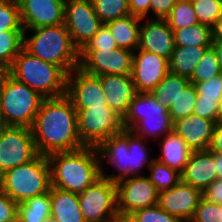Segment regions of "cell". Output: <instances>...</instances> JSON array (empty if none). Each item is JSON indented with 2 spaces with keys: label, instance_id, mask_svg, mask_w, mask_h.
Masks as SVG:
<instances>
[{
  "label": "cell",
  "instance_id": "cell-8",
  "mask_svg": "<svg viewBox=\"0 0 222 222\" xmlns=\"http://www.w3.org/2000/svg\"><path fill=\"white\" fill-rule=\"evenodd\" d=\"M0 189L16 203L25 202L51 189L50 166L45 155L5 171L0 175Z\"/></svg>",
  "mask_w": 222,
  "mask_h": 222
},
{
  "label": "cell",
  "instance_id": "cell-40",
  "mask_svg": "<svg viewBox=\"0 0 222 222\" xmlns=\"http://www.w3.org/2000/svg\"><path fill=\"white\" fill-rule=\"evenodd\" d=\"M189 222H222V205L202 197L194 216Z\"/></svg>",
  "mask_w": 222,
  "mask_h": 222
},
{
  "label": "cell",
  "instance_id": "cell-44",
  "mask_svg": "<svg viewBox=\"0 0 222 222\" xmlns=\"http://www.w3.org/2000/svg\"><path fill=\"white\" fill-rule=\"evenodd\" d=\"M176 1L177 0H151L149 19H165L171 13Z\"/></svg>",
  "mask_w": 222,
  "mask_h": 222
},
{
  "label": "cell",
  "instance_id": "cell-36",
  "mask_svg": "<svg viewBox=\"0 0 222 222\" xmlns=\"http://www.w3.org/2000/svg\"><path fill=\"white\" fill-rule=\"evenodd\" d=\"M24 31L17 0H0V32Z\"/></svg>",
  "mask_w": 222,
  "mask_h": 222
},
{
  "label": "cell",
  "instance_id": "cell-14",
  "mask_svg": "<svg viewBox=\"0 0 222 222\" xmlns=\"http://www.w3.org/2000/svg\"><path fill=\"white\" fill-rule=\"evenodd\" d=\"M158 191L146 175L125 178L116 183L117 212L131 215L158 202Z\"/></svg>",
  "mask_w": 222,
  "mask_h": 222
},
{
  "label": "cell",
  "instance_id": "cell-18",
  "mask_svg": "<svg viewBox=\"0 0 222 222\" xmlns=\"http://www.w3.org/2000/svg\"><path fill=\"white\" fill-rule=\"evenodd\" d=\"M202 199V191L182 180L169 190L158 193L157 205L182 222H189Z\"/></svg>",
  "mask_w": 222,
  "mask_h": 222
},
{
  "label": "cell",
  "instance_id": "cell-11",
  "mask_svg": "<svg viewBox=\"0 0 222 222\" xmlns=\"http://www.w3.org/2000/svg\"><path fill=\"white\" fill-rule=\"evenodd\" d=\"M39 155L31 128L4 126L0 131V175Z\"/></svg>",
  "mask_w": 222,
  "mask_h": 222
},
{
  "label": "cell",
  "instance_id": "cell-19",
  "mask_svg": "<svg viewBox=\"0 0 222 222\" xmlns=\"http://www.w3.org/2000/svg\"><path fill=\"white\" fill-rule=\"evenodd\" d=\"M174 48L173 30L165 19L141 18L138 49L155 53L169 61Z\"/></svg>",
  "mask_w": 222,
  "mask_h": 222
},
{
  "label": "cell",
  "instance_id": "cell-10",
  "mask_svg": "<svg viewBox=\"0 0 222 222\" xmlns=\"http://www.w3.org/2000/svg\"><path fill=\"white\" fill-rule=\"evenodd\" d=\"M78 202L85 222H107L118 214L116 183L101 176L78 194Z\"/></svg>",
  "mask_w": 222,
  "mask_h": 222
},
{
  "label": "cell",
  "instance_id": "cell-31",
  "mask_svg": "<svg viewBox=\"0 0 222 222\" xmlns=\"http://www.w3.org/2000/svg\"><path fill=\"white\" fill-rule=\"evenodd\" d=\"M146 176L155 185L158 192L169 190L182 180L181 173L178 170L169 168L156 159L148 168V175Z\"/></svg>",
  "mask_w": 222,
  "mask_h": 222
},
{
  "label": "cell",
  "instance_id": "cell-20",
  "mask_svg": "<svg viewBox=\"0 0 222 222\" xmlns=\"http://www.w3.org/2000/svg\"><path fill=\"white\" fill-rule=\"evenodd\" d=\"M216 122L196 114L173 122L172 130L184 139L192 151L207 150Z\"/></svg>",
  "mask_w": 222,
  "mask_h": 222
},
{
  "label": "cell",
  "instance_id": "cell-27",
  "mask_svg": "<svg viewBox=\"0 0 222 222\" xmlns=\"http://www.w3.org/2000/svg\"><path fill=\"white\" fill-rule=\"evenodd\" d=\"M50 216V191L17 203V222H44Z\"/></svg>",
  "mask_w": 222,
  "mask_h": 222
},
{
  "label": "cell",
  "instance_id": "cell-53",
  "mask_svg": "<svg viewBox=\"0 0 222 222\" xmlns=\"http://www.w3.org/2000/svg\"><path fill=\"white\" fill-rule=\"evenodd\" d=\"M4 123L2 121V118H1V114H0V131L2 130V128L4 127Z\"/></svg>",
  "mask_w": 222,
  "mask_h": 222
},
{
  "label": "cell",
  "instance_id": "cell-37",
  "mask_svg": "<svg viewBox=\"0 0 222 222\" xmlns=\"http://www.w3.org/2000/svg\"><path fill=\"white\" fill-rule=\"evenodd\" d=\"M191 3L201 24L212 27L222 15V5L218 0H191Z\"/></svg>",
  "mask_w": 222,
  "mask_h": 222
},
{
  "label": "cell",
  "instance_id": "cell-49",
  "mask_svg": "<svg viewBox=\"0 0 222 222\" xmlns=\"http://www.w3.org/2000/svg\"><path fill=\"white\" fill-rule=\"evenodd\" d=\"M212 39H222V15L217 19L211 27Z\"/></svg>",
  "mask_w": 222,
  "mask_h": 222
},
{
  "label": "cell",
  "instance_id": "cell-54",
  "mask_svg": "<svg viewBox=\"0 0 222 222\" xmlns=\"http://www.w3.org/2000/svg\"><path fill=\"white\" fill-rule=\"evenodd\" d=\"M44 222H54L52 219H49L47 221H44Z\"/></svg>",
  "mask_w": 222,
  "mask_h": 222
},
{
  "label": "cell",
  "instance_id": "cell-2",
  "mask_svg": "<svg viewBox=\"0 0 222 222\" xmlns=\"http://www.w3.org/2000/svg\"><path fill=\"white\" fill-rule=\"evenodd\" d=\"M149 142L136 136L130 130H124L121 134L112 135L103 141L98 147L100 157L101 174L112 182L130 177L143 176L144 169H148L155 157ZM108 164L114 173H107L105 166ZM146 167V168H145ZM143 170V171H142Z\"/></svg>",
  "mask_w": 222,
  "mask_h": 222
},
{
  "label": "cell",
  "instance_id": "cell-25",
  "mask_svg": "<svg viewBox=\"0 0 222 222\" xmlns=\"http://www.w3.org/2000/svg\"><path fill=\"white\" fill-rule=\"evenodd\" d=\"M140 24L141 18L132 14L106 23L117 46L131 51L138 49Z\"/></svg>",
  "mask_w": 222,
  "mask_h": 222
},
{
  "label": "cell",
  "instance_id": "cell-42",
  "mask_svg": "<svg viewBox=\"0 0 222 222\" xmlns=\"http://www.w3.org/2000/svg\"><path fill=\"white\" fill-rule=\"evenodd\" d=\"M0 222H17V203L0 189Z\"/></svg>",
  "mask_w": 222,
  "mask_h": 222
},
{
  "label": "cell",
  "instance_id": "cell-1",
  "mask_svg": "<svg viewBox=\"0 0 222 222\" xmlns=\"http://www.w3.org/2000/svg\"><path fill=\"white\" fill-rule=\"evenodd\" d=\"M31 130L40 155L84 147L79 138L77 111L66 95L44 99Z\"/></svg>",
  "mask_w": 222,
  "mask_h": 222
},
{
  "label": "cell",
  "instance_id": "cell-35",
  "mask_svg": "<svg viewBox=\"0 0 222 222\" xmlns=\"http://www.w3.org/2000/svg\"><path fill=\"white\" fill-rule=\"evenodd\" d=\"M222 73L217 55L212 47L208 48L203 57L198 61L190 82H203Z\"/></svg>",
  "mask_w": 222,
  "mask_h": 222
},
{
  "label": "cell",
  "instance_id": "cell-50",
  "mask_svg": "<svg viewBox=\"0 0 222 222\" xmlns=\"http://www.w3.org/2000/svg\"><path fill=\"white\" fill-rule=\"evenodd\" d=\"M107 222H136L131 215L117 214Z\"/></svg>",
  "mask_w": 222,
  "mask_h": 222
},
{
  "label": "cell",
  "instance_id": "cell-51",
  "mask_svg": "<svg viewBox=\"0 0 222 222\" xmlns=\"http://www.w3.org/2000/svg\"><path fill=\"white\" fill-rule=\"evenodd\" d=\"M216 170L218 178H222V154L216 153Z\"/></svg>",
  "mask_w": 222,
  "mask_h": 222
},
{
  "label": "cell",
  "instance_id": "cell-52",
  "mask_svg": "<svg viewBox=\"0 0 222 222\" xmlns=\"http://www.w3.org/2000/svg\"><path fill=\"white\" fill-rule=\"evenodd\" d=\"M217 123H222V99L218 105Z\"/></svg>",
  "mask_w": 222,
  "mask_h": 222
},
{
  "label": "cell",
  "instance_id": "cell-21",
  "mask_svg": "<svg viewBox=\"0 0 222 222\" xmlns=\"http://www.w3.org/2000/svg\"><path fill=\"white\" fill-rule=\"evenodd\" d=\"M181 176L184 183L203 191L215 179H218L216 153L209 149L192 151Z\"/></svg>",
  "mask_w": 222,
  "mask_h": 222
},
{
  "label": "cell",
  "instance_id": "cell-41",
  "mask_svg": "<svg viewBox=\"0 0 222 222\" xmlns=\"http://www.w3.org/2000/svg\"><path fill=\"white\" fill-rule=\"evenodd\" d=\"M118 46L106 24H103L83 49H117Z\"/></svg>",
  "mask_w": 222,
  "mask_h": 222
},
{
  "label": "cell",
  "instance_id": "cell-26",
  "mask_svg": "<svg viewBox=\"0 0 222 222\" xmlns=\"http://www.w3.org/2000/svg\"><path fill=\"white\" fill-rule=\"evenodd\" d=\"M211 46H175L169 60V71L190 79L198 61Z\"/></svg>",
  "mask_w": 222,
  "mask_h": 222
},
{
  "label": "cell",
  "instance_id": "cell-16",
  "mask_svg": "<svg viewBox=\"0 0 222 222\" xmlns=\"http://www.w3.org/2000/svg\"><path fill=\"white\" fill-rule=\"evenodd\" d=\"M169 72L167 59L145 50L134 51L131 78L137 93H150Z\"/></svg>",
  "mask_w": 222,
  "mask_h": 222
},
{
  "label": "cell",
  "instance_id": "cell-24",
  "mask_svg": "<svg viewBox=\"0 0 222 222\" xmlns=\"http://www.w3.org/2000/svg\"><path fill=\"white\" fill-rule=\"evenodd\" d=\"M51 216L54 222H85L78 202V193L50 189Z\"/></svg>",
  "mask_w": 222,
  "mask_h": 222
},
{
  "label": "cell",
  "instance_id": "cell-17",
  "mask_svg": "<svg viewBox=\"0 0 222 222\" xmlns=\"http://www.w3.org/2000/svg\"><path fill=\"white\" fill-rule=\"evenodd\" d=\"M23 29L64 24L66 0H17Z\"/></svg>",
  "mask_w": 222,
  "mask_h": 222
},
{
  "label": "cell",
  "instance_id": "cell-30",
  "mask_svg": "<svg viewBox=\"0 0 222 222\" xmlns=\"http://www.w3.org/2000/svg\"><path fill=\"white\" fill-rule=\"evenodd\" d=\"M23 48V31L0 32V72L7 71Z\"/></svg>",
  "mask_w": 222,
  "mask_h": 222
},
{
  "label": "cell",
  "instance_id": "cell-5",
  "mask_svg": "<svg viewBox=\"0 0 222 222\" xmlns=\"http://www.w3.org/2000/svg\"><path fill=\"white\" fill-rule=\"evenodd\" d=\"M7 72L45 99L66 95L67 74L59 66L36 58L24 48L14 58Z\"/></svg>",
  "mask_w": 222,
  "mask_h": 222
},
{
  "label": "cell",
  "instance_id": "cell-28",
  "mask_svg": "<svg viewBox=\"0 0 222 222\" xmlns=\"http://www.w3.org/2000/svg\"><path fill=\"white\" fill-rule=\"evenodd\" d=\"M189 83L188 78L169 72L150 93L159 104L168 109Z\"/></svg>",
  "mask_w": 222,
  "mask_h": 222
},
{
  "label": "cell",
  "instance_id": "cell-13",
  "mask_svg": "<svg viewBox=\"0 0 222 222\" xmlns=\"http://www.w3.org/2000/svg\"><path fill=\"white\" fill-rule=\"evenodd\" d=\"M133 53L134 51L119 47L109 50L82 49L80 51L79 68L95 76L131 75Z\"/></svg>",
  "mask_w": 222,
  "mask_h": 222
},
{
  "label": "cell",
  "instance_id": "cell-15",
  "mask_svg": "<svg viewBox=\"0 0 222 222\" xmlns=\"http://www.w3.org/2000/svg\"><path fill=\"white\" fill-rule=\"evenodd\" d=\"M66 96L76 110L108 105L99 76L88 74L79 67L67 75Z\"/></svg>",
  "mask_w": 222,
  "mask_h": 222
},
{
  "label": "cell",
  "instance_id": "cell-22",
  "mask_svg": "<svg viewBox=\"0 0 222 222\" xmlns=\"http://www.w3.org/2000/svg\"><path fill=\"white\" fill-rule=\"evenodd\" d=\"M99 78L108 106L124 118L137 94L131 75L109 74Z\"/></svg>",
  "mask_w": 222,
  "mask_h": 222
},
{
  "label": "cell",
  "instance_id": "cell-32",
  "mask_svg": "<svg viewBox=\"0 0 222 222\" xmlns=\"http://www.w3.org/2000/svg\"><path fill=\"white\" fill-rule=\"evenodd\" d=\"M165 20L173 31L199 23L191 0H177Z\"/></svg>",
  "mask_w": 222,
  "mask_h": 222
},
{
  "label": "cell",
  "instance_id": "cell-7",
  "mask_svg": "<svg viewBox=\"0 0 222 222\" xmlns=\"http://www.w3.org/2000/svg\"><path fill=\"white\" fill-rule=\"evenodd\" d=\"M123 126L146 141L150 139L151 143L171 132L173 122L168 109L159 104L151 93H137L123 118Z\"/></svg>",
  "mask_w": 222,
  "mask_h": 222
},
{
  "label": "cell",
  "instance_id": "cell-46",
  "mask_svg": "<svg viewBox=\"0 0 222 222\" xmlns=\"http://www.w3.org/2000/svg\"><path fill=\"white\" fill-rule=\"evenodd\" d=\"M151 0H128L130 14L139 18H149Z\"/></svg>",
  "mask_w": 222,
  "mask_h": 222
},
{
  "label": "cell",
  "instance_id": "cell-38",
  "mask_svg": "<svg viewBox=\"0 0 222 222\" xmlns=\"http://www.w3.org/2000/svg\"><path fill=\"white\" fill-rule=\"evenodd\" d=\"M193 83L197 90V99L215 100L220 103L222 99V73L203 82Z\"/></svg>",
  "mask_w": 222,
  "mask_h": 222
},
{
  "label": "cell",
  "instance_id": "cell-34",
  "mask_svg": "<svg viewBox=\"0 0 222 222\" xmlns=\"http://www.w3.org/2000/svg\"><path fill=\"white\" fill-rule=\"evenodd\" d=\"M103 24L130 15L128 0H91Z\"/></svg>",
  "mask_w": 222,
  "mask_h": 222
},
{
  "label": "cell",
  "instance_id": "cell-45",
  "mask_svg": "<svg viewBox=\"0 0 222 222\" xmlns=\"http://www.w3.org/2000/svg\"><path fill=\"white\" fill-rule=\"evenodd\" d=\"M202 197L215 204L222 205V178L215 179L202 191Z\"/></svg>",
  "mask_w": 222,
  "mask_h": 222
},
{
  "label": "cell",
  "instance_id": "cell-3",
  "mask_svg": "<svg viewBox=\"0 0 222 222\" xmlns=\"http://www.w3.org/2000/svg\"><path fill=\"white\" fill-rule=\"evenodd\" d=\"M51 187L80 193L101 176L100 157L96 147L56 152L47 156Z\"/></svg>",
  "mask_w": 222,
  "mask_h": 222
},
{
  "label": "cell",
  "instance_id": "cell-29",
  "mask_svg": "<svg viewBox=\"0 0 222 222\" xmlns=\"http://www.w3.org/2000/svg\"><path fill=\"white\" fill-rule=\"evenodd\" d=\"M175 46H211V27L198 23L173 31Z\"/></svg>",
  "mask_w": 222,
  "mask_h": 222
},
{
  "label": "cell",
  "instance_id": "cell-39",
  "mask_svg": "<svg viewBox=\"0 0 222 222\" xmlns=\"http://www.w3.org/2000/svg\"><path fill=\"white\" fill-rule=\"evenodd\" d=\"M136 222H182L178 217L169 214L157 204L139 209L131 214Z\"/></svg>",
  "mask_w": 222,
  "mask_h": 222
},
{
  "label": "cell",
  "instance_id": "cell-9",
  "mask_svg": "<svg viewBox=\"0 0 222 222\" xmlns=\"http://www.w3.org/2000/svg\"><path fill=\"white\" fill-rule=\"evenodd\" d=\"M76 111L79 138L84 146L97 148L112 135L125 130L123 118L108 105Z\"/></svg>",
  "mask_w": 222,
  "mask_h": 222
},
{
  "label": "cell",
  "instance_id": "cell-12",
  "mask_svg": "<svg viewBox=\"0 0 222 222\" xmlns=\"http://www.w3.org/2000/svg\"><path fill=\"white\" fill-rule=\"evenodd\" d=\"M64 25L73 44L81 51L103 23L95 13L91 0H66Z\"/></svg>",
  "mask_w": 222,
  "mask_h": 222
},
{
  "label": "cell",
  "instance_id": "cell-4",
  "mask_svg": "<svg viewBox=\"0 0 222 222\" xmlns=\"http://www.w3.org/2000/svg\"><path fill=\"white\" fill-rule=\"evenodd\" d=\"M23 30V48L36 58L59 66L67 75L79 67L80 51L64 24Z\"/></svg>",
  "mask_w": 222,
  "mask_h": 222
},
{
  "label": "cell",
  "instance_id": "cell-33",
  "mask_svg": "<svg viewBox=\"0 0 222 222\" xmlns=\"http://www.w3.org/2000/svg\"><path fill=\"white\" fill-rule=\"evenodd\" d=\"M196 99V87L189 83L168 107L172 122L193 114Z\"/></svg>",
  "mask_w": 222,
  "mask_h": 222
},
{
  "label": "cell",
  "instance_id": "cell-23",
  "mask_svg": "<svg viewBox=\"0 0 222 222\" xmlns=\"http://www.w3.org/2000/svg\"><path fill=\"white\" fill-rule=\"evenodd\" d=\"M156 144L161 153L158 154V157L155 156V159L182 173L192 153L184 139L172 130Z\"/></svg>",
  "mask_w": 222,
  "mask_h": 222
},
{
  "label": "cell",
  "instance_id": "cell-48",
  "mask_svg": "<svg viewBox=\"0 0 222 222\" xmlns=\"http://www.w3.org/2000/svg\"><path fill=\"white\" fill-rule=\"evenodd\" d=\"M211 47L214 49L217 55L220 70L222 72V39H212Z\"/></svg>",
  "mask_w": 222,
  "mask_h": 222
},
{
  "label": "cell",
  "instance_id": "cell-47",
  "mask_svg": "<svg viewBox=\"0 0 222 222\" xmlns=\"http://www.w3.org/2000/svg\"><path fill=\"white\" fill-rule=\"evenodd\" d=\"M208 149L214 153L222 154V123L215 124L212 140Z\"/></svg>",
  "mask_w": 222,
  "mask_h": 222
},
{
  "label": "cell",
  "instance_id": "cell-6",
  "mask_svg": "<svg viewBox=\"0 0 222 222\" xmlns=\"http://www.w3.org/2000/svg\"><path fill=\"white\" fill-rule=\"evenodd\" d=\"M44 99L7 71L0 72V114L5 126L31 128Z\"/></svg>",
  "mask_w": 222,
  "mask_h": 222
},
{
  "label": "cell",
  "instance_id": "cell-43",
  "mask_svg": "<svg viewBox=\"0 0 222 222\" xmlns=\"http://www.w3.org/2000/svg\"><path fill=\"white\" fill-rule=\"evenodd\" d=\"M218 105L215 100L196 99L193 113L217 123Z\"/></svg>",
  "mask_w": 222,
  "mask_h": 222
}]
</instances>
